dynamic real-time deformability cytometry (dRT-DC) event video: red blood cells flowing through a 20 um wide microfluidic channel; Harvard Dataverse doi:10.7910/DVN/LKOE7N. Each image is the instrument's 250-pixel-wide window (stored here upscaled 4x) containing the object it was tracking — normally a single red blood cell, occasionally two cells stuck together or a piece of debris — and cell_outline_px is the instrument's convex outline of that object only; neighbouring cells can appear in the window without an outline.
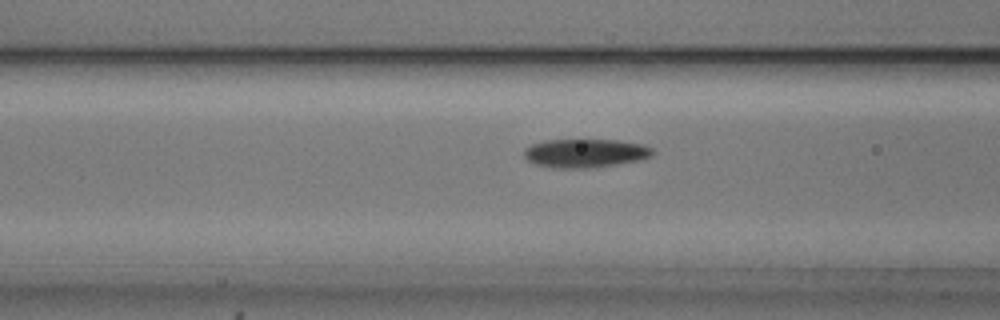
{"species": "common noctule bat (a hibernating species)", "species_latin": "Nyctalus noctula", "temperature_condition": "cold", "stored_images_in_passage": 39, "camera_frame_rate_fps": 3000, "um_per_image_px": 0.085, "animal": {"sex": "male", "body_mass_g": 20.5, "forearm_length_mm": 52.5}, "frame": {"image": 1, "passage_image": 6, "time_ms": 1.667, "image_size_px": [1000, 320], "cell_outline_px": [[656, 152], [652, 156], [640, 160], [616, 164], [584, 168], [552, 168], [536, 164], [528, 160], [524, 156], [524, 152], [532, 144], [544, 140], [616, 140], [644, 144], [652, 148]], "centroid_in_image_um": [49.79, 13.01], "position_along_channel_um": 116.8, "area_um2": 21.39}}
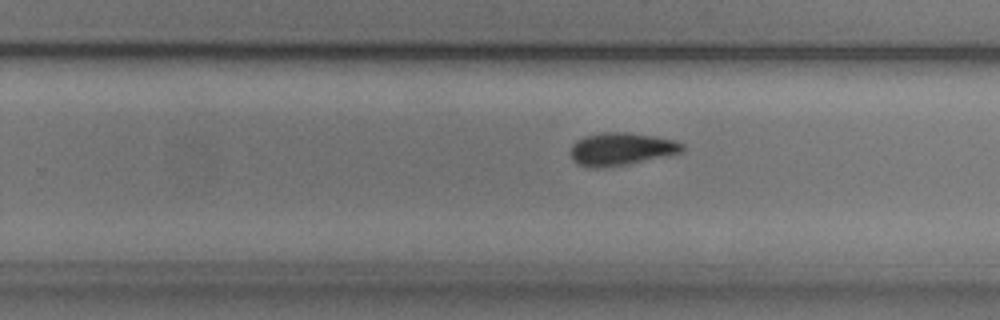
{"frame": {"image": 2, "passage_image": 19, "time_ms": 6.0, "image_size_px": [1000, 320], "cell_outline_px": [[684, 148], [680, 152], [624, 164], [604, 168], [588, 168], [576, 164], [572, 160], [572, 144], [576, 140], [584, 136], [604, 132], [628, 132], [676, 140], [684, 144]], "centroid_in_image_um": [52.74, 12.66], "position_along_channel_um": 277.1, "area_um2": 21.04}}
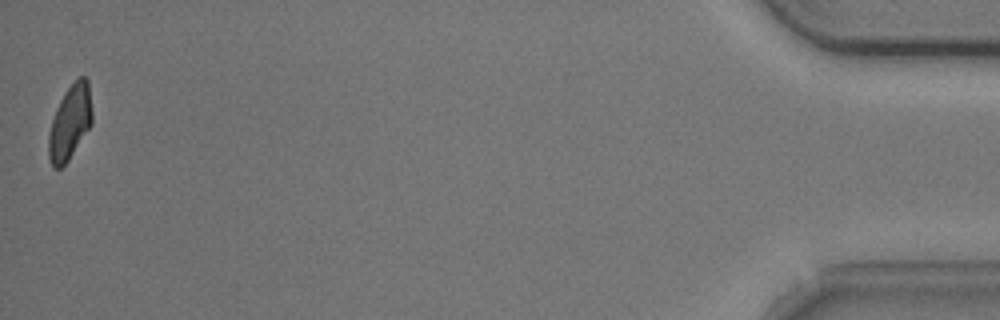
{"frame": {"image": 3, "passage_image": 39, "time_ms": 12.667, "image_size_px": [1000, 320], "cell_outline_px": [[92, 124], [68, 160], [60, 168], [52, 168], [48, 160], [48, 136], [52, 120], [56, 108], [64, 92], [80, 76], [84, 76], [88, 80], [92, 112]], "centroid_in_image_um": [5.93, 10.42], "position_along_channel_um": 429.3, "area_um2": 18.84}, "authors_computed_cell_mechanics": {"area_um2": 21.0392, "velocity_mm_per_s": 3.6958, "shape_relaxation_time_tau1_ms": 2.737, "shape_relaxation_time_tau2_ms": 3.4998, "deformation_change_tau1": 0.1146, "deformation_change_tau2": 0.091}}